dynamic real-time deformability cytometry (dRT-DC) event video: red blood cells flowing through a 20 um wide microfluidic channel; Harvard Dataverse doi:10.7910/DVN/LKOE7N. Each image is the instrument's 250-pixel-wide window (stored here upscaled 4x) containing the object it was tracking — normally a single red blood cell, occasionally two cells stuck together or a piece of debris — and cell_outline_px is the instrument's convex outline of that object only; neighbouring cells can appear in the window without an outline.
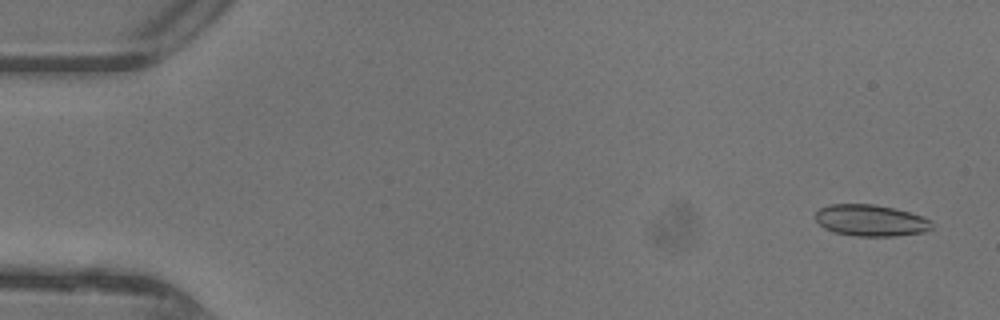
{"species": "common noctule bat (a hibernating species)", "species_latin": "Nyctalus noctula", "temperature_condition": "warm", "stored_images_in_passage": 47, "camera_frame_rate_fps": 3000, "um_per_image_px": 0.085, "animal": {"sex": "female"}, "frame": {"image": 1, "passage_image": 3, "time_ms": 0.667, "image_size_px": [1000, 320], "cell_outline_px": [[932, 228], [924, 232], [896, 236], [856, 236], [832, 232], [824, 228], [816, 220], [816, 212], [820, 208], [832, 204], [876, 204], [924, 216], [932, 220]], "centroid_in_image_um": [74.03, 18.74], "position_along_channel_um": 11.0, "area_um2": 21.44}}
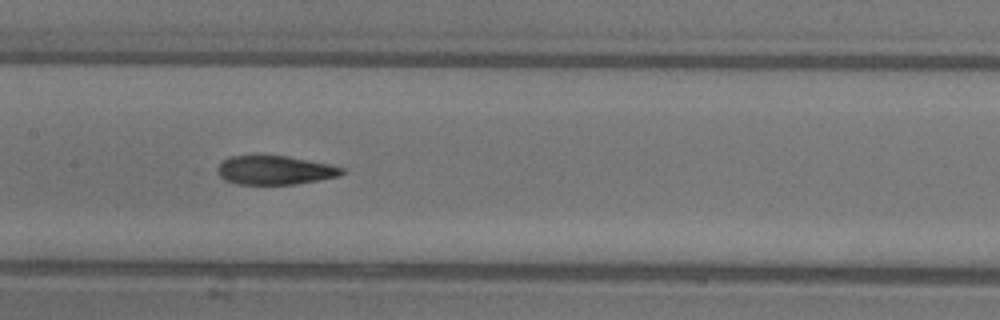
{"frame": {"image": 2, "passage_image": 24, "time_ms": 7.667, "image_size_px": [1000, 320], "cell_outline_px": [[344, 172], [340, 176], [296, 184], [236, 184], [224, 180], [216, 172], [216, 168], [224, 160], [232, 156], [288, 156], [332, 164], [344, 168]], "centroid_in_image_um": [23.39, 14.47], "position_along_channel_um": 184.0, "area_um2": 20.98}}
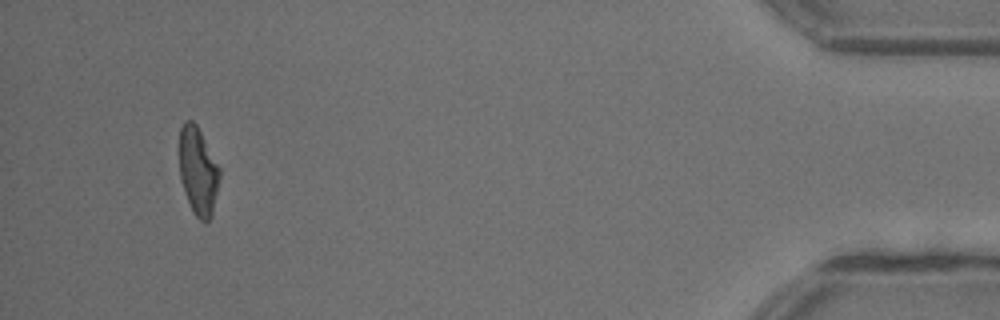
{"frame": {"image": 3, "passage_image": 45, "time_ms": 14.667, "image_size_px": [1000, 320], "cell_outline_px": [[220, 176], [212, 216], [204, 224], [192, 212], [180, 180], [180, 128], [184, 120], [192, 120], [196, 124], [220, 168]], "centroid_in_image_um": [16.84, 14.57], "position_along_channel_um": 418.4, "area_um2": 20.58}, "authors_computed_cell_mechanics": {"area_um2": 21.4438, "velocity_mm_per_s": 4.4288, "shape_relaxation_time_tau1_ms": 8.2842, "shape_relaxation_time_tau2_ms": 2.3245, "deformation_change_tau1": 0.279, "deformation_change_tau2": 0.1066}}